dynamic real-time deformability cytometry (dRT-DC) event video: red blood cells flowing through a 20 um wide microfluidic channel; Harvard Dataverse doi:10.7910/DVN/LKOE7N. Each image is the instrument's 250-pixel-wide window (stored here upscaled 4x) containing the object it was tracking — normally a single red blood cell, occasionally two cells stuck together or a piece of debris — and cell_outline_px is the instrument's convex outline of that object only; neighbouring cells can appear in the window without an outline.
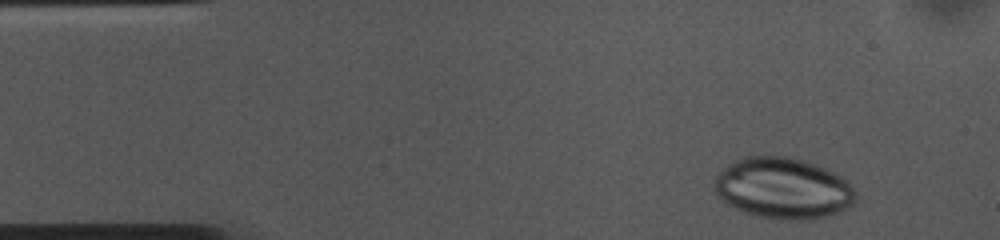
{"species": "common noctule bat (a hibernating species)", "species_latin": "Nyctalus noctula", "temperature_condition": "cold", "stored_images_in_passage": 39, "camera_frame_rate_fps": 3000, "um_per_image_px": 0.085, "animal": {"sex": "female", "body_mass_g": 10.0, "forearm_length_mm": 53.1}, "frame": {"image": 1, "passage_image": 2, "time_ms": 0.333, "image_size_px": [1000, 240], "cell_outline_px": [[856, 196], [852, 204], [848, 208], [840, 212], [824, 216], [800, 220], [760, 216], [744, 212], [720, 200], [716, 196], [712, 188], [712, 184], [716, 176], [728, 164], [744, 156], [788, 156], [804, 160], [828, 168], [852, 184], [856, 192]], "centroid_in_image_um": [66.55, 15.98], "position_along_channel_um": 18.5, "area_um2": 50.46}}
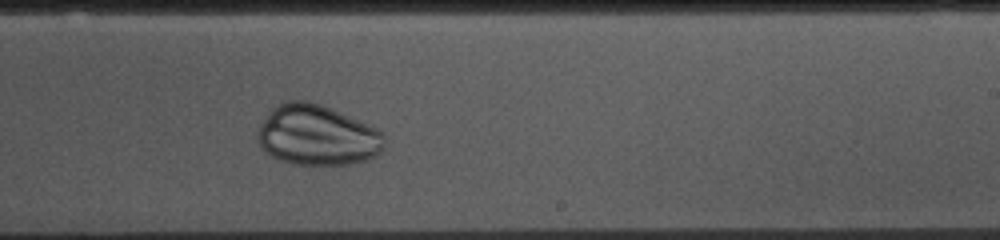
{"frame": {"image": 2, "passage_image": 28, "time_ms": 9.0, "image_size_px": [1000, 240], "cell_outline_px": [[384, 144], [380, 152], [376, 156], [352, 164], [292, 164], [280, 160], [264, 152], [256, 136], [260, 124], [268, 112], [276, 104], [288, 100], [308, 100], [320, 104], [376, 128], [384, 136]], "centroid_in_image_um": [26.91, 11.49], "position_along_channel_um": 262.1, "area_um2": 44.45}}
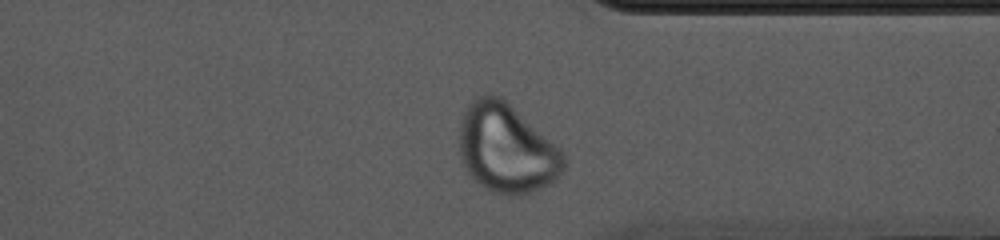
{"frame": {"image": 3, "passage_image": 37, "time_ms": 12.0, "image_size_px": [1000, 240], "cell_outline_px": [[564, 168], [548, 184], [528, 192], [508, 196], [492, 192], [480, 184], [464, 168], [460, 156], [460, 116], [464, 108], [476, 96], [500, 96], [556, 144], [560, 148], [564, 156]], "centroid_in_image_um": [43.01, 12.6], "position_along_channel_um": 368.4, "area_um2": 53.41}}